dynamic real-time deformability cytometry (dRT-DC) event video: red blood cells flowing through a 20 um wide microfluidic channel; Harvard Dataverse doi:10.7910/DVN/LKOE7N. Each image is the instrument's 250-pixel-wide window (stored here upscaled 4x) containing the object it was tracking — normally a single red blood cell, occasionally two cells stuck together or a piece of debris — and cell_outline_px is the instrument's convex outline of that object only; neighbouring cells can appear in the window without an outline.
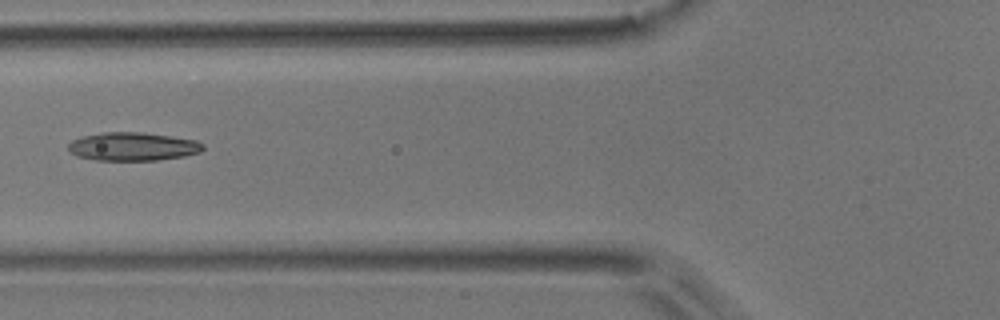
{"species": "common noctule bat (a hibernating species)", "species_latin": "Nyctalus noctula", "temperature_condition": "room temperature", "stored_images_in_passage": 7, "camera_frame_rate_fps": 3000, "um_per_image_px": 0.085, "animal": {"sex": "male", "body_mass_g": 17.9}, "frame": {"image": 1, "passage_image": 6, "time_ms": 1.667, "image_size_px": [1000, 320], "cell_outline_px": [[204, 148], [200, 152], [184, 156], [156, 160], [96, 160], [76, 156], [68, 152], [68, 144], [72, 140], [80, 136], [100, 132], [140, 132], [172, 136], [196, 140], [204, 144]], "centroid_in_image_um": [11.25, 12.45], "position_along_channel_um": 114.6, "area_um2": 22.48}}
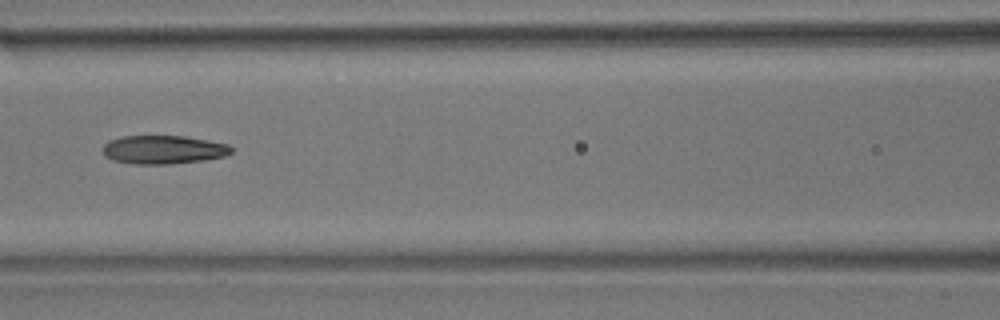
{"frame": {"image": 2, "passage_image": 7, "time_ms": 2.0, "image_size_px": [1000, 320], "cell_outline_px": [[232, 152], [224, 156], [204, 160], [168, 164], [136, 164], [112, 160], [104, 156], [104, 144], [108, 140], [124, 136], [184, 136], [208, 140], [228, 144], [232, 148]], "centroid_in_image_um": [13.88, 12.72], "position_along_channel_um": 152.7, "area_um2": 21.33}}